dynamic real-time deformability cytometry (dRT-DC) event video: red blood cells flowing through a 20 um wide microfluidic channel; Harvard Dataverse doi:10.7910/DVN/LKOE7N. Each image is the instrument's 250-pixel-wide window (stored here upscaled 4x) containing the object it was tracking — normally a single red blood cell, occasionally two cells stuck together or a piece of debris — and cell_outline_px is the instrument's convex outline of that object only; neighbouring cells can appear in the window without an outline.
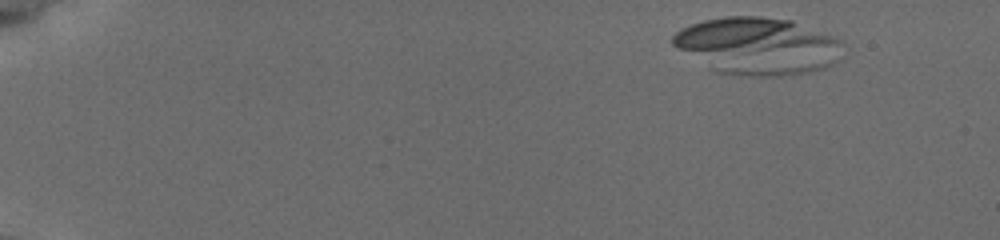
{"species": "common noctule bat (a hibernating species)", "species_latin": "Nyctalus noctula", "temperature_condition": "cold", "stored_images_in_passage": 4, "camera_frame_rate_fps": 3000, "um_per_image_px": 0.085, "animal": {"sex": "female", "body_mass_g": 19.5, "forearm_length_mm": 54.1}, "frame": {"image": 1, "passage_image": 1, "time_ms": 0.0, "image_size_px": [1000, 240], "cell_outline_px": [[836, 40], [768, 48], [680, 48], [672, 44], [672, 36], [676, 32], [692, 24], [704, 20], [724, 16], [760, 16], [792, 20], [828, 36]], "centroid_in_image_um": [63.41, 2.85], "position_along_channel_um": 21.6, "area_um2": 28.26}}